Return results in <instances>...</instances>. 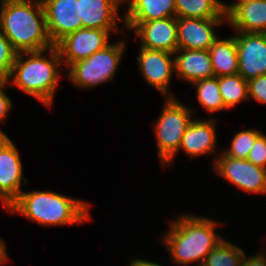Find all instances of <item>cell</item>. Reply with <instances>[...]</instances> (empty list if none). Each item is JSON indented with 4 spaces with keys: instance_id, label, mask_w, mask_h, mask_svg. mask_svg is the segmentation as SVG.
<instances>
[{
    "instance_id": "9a60e30c",
    "label": "cell",
    "mask_w": 266,
    "mask_h": 266,
    "mask_svg": "<svg viewBox=\"0 0 266 266\" xmlns=\"http://www.w3.org/2000/svg\"><path fill=\"white\" fill-rule=\"evenodd\" d=\"M121 5L123 0H76V12L83 28L121 30L119 22L124 23V17L118 14Z\"/></svg>"
},
{
    "instance_id": "1f68e13d",
    "label": "cell",
    "mask_w": 266,
    "mask_h": 266,
    "mask_svg": "<svg viewBox=\"0 0 266 266\" xmlns=\"http://www.w3.org/2000/svg\"><path fill=\"white\" fill-rule=\"evenodd\" d=\"M6 243L5 241L0 238V266L1 265H4V264H7V262H9V255L7 253V250H6Z\"/></svg>"
},
{
    "instance_id": "603a6c76",
    "label": "cell",
    "mask_w": 266,
    "mask_h": 266,
    "mask_svg": "<svg viewBox=\"0 0 266 266\" xmlns=\"http://www.w3.org/2000/svg\"><path fill=\"white\" fill-rule=\"evenodd\" d=\"M219 91L228 109L248 99V81L239 73L219 77Z\"/></svg>"
},
{
    "instance_id": "4316f807",
    "label": "cell",
    "mask_w": 266,
    "mask_h": 266,
    "mask_svg": "<svg viewBox=\"0 0 266 266\" xmlns=\"http://www.w3.org/2000/svg\"><path fill=\"white\" fill-rule=\"evenodd\" d=\"M247 160L254 165L266 169V134L261 133L250 149Z\"/></svg>"
},
{
    "instance_id": "e0dca14e",
    "label": "cell",
    "mask_w": 266,
    "mask_h": 266,
    "mask_svg": "<svg viewBox=\"0 0 266 266\" xmlns=\"http://www.w3.org/2000/svg\"><path fill=\"white\" fill-rule=\"evenodd\" d=\"M127 5L123 30H132L141 22L176 17L175 0H123Z\"/></svg>"
},
{
    "instance_id": "9c48e42d",
    "label": "cell",
    "mask_w": 266,
    "mask_h": 266,
    "mask_svg": "<svg viewBox=\"0 0 266 266\" xmlns=\"http://www.w3.org/2000/svg\"><path fill=\"white\" fill-rule=\"evenodd\" d=\"M136 57L138 69L144 80L164 98H175L170 93L171 78L175 75L174 54L163 50L139 48Z\"/></svg>"
},
{
    "instance_id": "277c9868",
    "label": "cell",
    "mask_w": 266,
    "mask_h": 266,
    "mask_svg": "<svg viewBox=\"0 0 266 266\" xmlns=\"http://www.w3.org/2000/svg\"><path fill=\"white\" fill-rule=\"evenodd\" d=\"M90 204L51 190L22 191L6 209L41 226H71L89 222Z\"/></svg>"
},
{
    "instance_id": "4fadbf2b",
    "label": "cell",
    "mask_w": 266,
    "mask_h": 266,
    "mask_svg": "<svg viewBox=\"0 0 266 266\" xmlns=\"http://www.w3.org/2000/svg\"><path fill=\"white\" fill-rule=\"evenodd\" d=\"M227 19H199L177 17L178 49L209 50L218 39L215 30Z\"/></svg>"
},
{
    "instance_id": "44dd1931",
    "label": "cell",
    "mask_w": 266,
    "mask_h": 266,
    "mask_svg": "<svg viewBox=\"0 0 266 266\" xmlns=\"http://www.w3.org/2000/svg\"><path fill=\"white\" fill-rule=\"evenodd\" d=\"M176 17L227 19L221 0H175Z\"/></svg>"
},
{
    "instance_id": "5b68a950",
    "label": "cell",
    "mask_w": 266,
    "mask_h": 266,
    "mask_svg": "<svg viewBox=\"0 0 266 266\" xmlns=\"http://www.w3.org/2000/svg\"><path fill=\"white\" fill-rule=\"evenodd\" d=\"M125 44L124 39L111 42L90 57L73 63L63 77L83 90L111 82L116 78L117 69L124 56Z\"/></svg>"
},
{
    "instance_id": "2e32d148",
    "label": "cell",
    "mask_w": 266,
    "mask_h": 266,
    "mask_svg": "<svg viewBox=\"0 0 266 266\" xmlns=\"http://www.w3.org/2000/svg\"><path fill=\"white\" fill-rule=\"evenodd\" d=\"M131 31L140 38V47L173 54L178 50L177 17L141 22Z\"/></svg>"
},
{
    "instance_id": "836d02e7",
    "label": "cell",
    "mask_w": 266,
    "mask_h": 266,
    "mask_svg": "<svg viewBox=\"0 0 266 266\" xmlns=\"http://www.w3.org/2000/svg\"><path fill=\"white\" fill-rule=\"evenodd\" d=\"M8 137L5 133L0 132V144Z\"/></svg>"
},
{
    "instance_id": "7a4b0ae2",
    "label": "cell",
    "mask_w": 266,
    "mask_h": 266,
    "mask_svg": "<svg viewBox=\"0 0 266 266\" xmlns=\"http://www.w3.org/2000/svg\"><path fill=\"white\" fill-rule=\"evenodd\" d=\"M0 6V30L18 53L54 46L41 0H1Z\"/></svg>"
},
{
    "instance_id": "484cf974",
    "label": "cell",
    "mask_w": 266,
    "mask_h": 266,
    "mask_svg": "<svg viewBox=\"0 0 266 266\" xmlns=\"http://www.w3.org/2000/svg\"><path fill=\"white\" fill-rule=\"evenodd\" d=\"M17 53L0 30V80H7L10 76Z\"/></svg>"
},
{
    "instance_id": "ac0fdd59",
    "label": "cell",
    "mask_w": 266,
    "mask_h": 266,
    "mask_svg": "<svg viewBox=\"0 0 266 266\" xmlns=\"http://www.w3.org/2000/svg\"><path fill=\"white\" fill-rule=\"evenodd\" d=\"M226 17L234 32L266 33V0L236 4Z\"/></svg>"
},
{
    "instance_id": "cb8c5ba5",
    "label": "cell",
    "mask_w": 266,
    "mask_h": 266,
    "mask_svg": "<svg viewBox=\"0 0 266 266\" xmlns=\"http://www.w3.org/2000/svg\"><path fill=\"white\" fill-rule=\"evenodd\" d=\"M244 250L223 239L205 258L201 266H241Z\"/></svg>"
},
{
    "instance_id": "d6a6232c",
    "label": "cell",
    "mask_w": 266,
    "mask_h": 266,
    "mask_svg": "<svg viewBox=\"0 0 266 266\" xmlns=\"http://www.w3.org/2000/svg\"><path fill=\"white\" fill-rule=\"evenodd\" d=\"M246 1H251V0H235L234 2L232 1L231 4H226L223 2V11L225 14H227L236 4H240Z\"/></svg>"
},
{
    "instance_id": "83f0119b",
    "label": "cell",
    "mask_w": 266,
    "mask_h": 266,
    "mask_svg": "<svg viewBox=\"0 0 266 266\" xmlns=\"http://www.w3.org/2000/svg\"><path fill=\"white\" fill-rule=\"evenodd\" d=\"M250 98L266 105V75L248 81V100Z\"/></svg>"
},
{
    "instance_id": "d6986e66",
    "label": "cell",
    "mask_w": 266,
    "mask_h": 266,
    "mask_svg": "<svg viewBox=\"0 0 266 266\" xmlns=\"http://www.w3.org/2000/svg\"><path fill=\"white\" fill-rule=\"evenodd\" d=\"M174 65L175 75L190 84L214 76L209 50L178 49L174 53Z\"/></svg>"
},
{
    "instance_id": "d4e9b609",
    "label": "cell",
    "mask_w": 266,
    "mask_h": 266,
    "mask_svg": "<svg viewBox=\"0 0 266 266\" xmlns=\"http://www.w3.org/2000/svg\"><path fill=\"white\" fill-rule=\"evenodd\" d=\"M262 133L257 129H246L237 131L230 141L228 149H223L221 152L225 156L236 159H247L250 149L252 148L256 138Z\"/></svg>"
},
{
    "instance_id": "5bb4252c",
    "label": "cell",
    "mask_w": 266,
    "mask_h": 266,
    "mask_svg": "<svg viewBox=\"0 0 266 266\" xmlns=\"http://www.w3.org/2000/svg\"><path fill=\"white\" fill-rule=\"evenodd\" d=\"M49 37L55 46L65 36L83 28L76 12V0H41Z\"/></svg>"
},
{
    "instance_id": "7402d4cb",
    "label": "cell",
    "mask_w": 266,
    "mask_h": 266,
    "mask_svg": "<svg viewBox=\"0 0 266 266\" xmlns=\"http://www.w3.org/2000/svg\"><path fill=\"white\" fill-rule=\"evenodd\" d=\"M192 85L196 87V99L209 114L228 110L219 91V77L201 79Z\"/></svg>"
},
{
    "instance_id": "ba28073f",
    "label": "cell",
    "mask_w": 266,
    "mask_h": 266,
    "mask_svg": "<svg viewBox=\"0 0 266 266\" xmlns=\"http://www.w3.org/2000/svg\"><path fill=\"white\" fill-rule=\"evenodd\" d=\"M121 33V30H102L81 28L65 36L55 46L57 47L62 65L68 69L73 63L90 57L95 52L104 49L111 42L110 34Z\"/></svg>"
},
{
    "instance_id": "3957f363",
    "label": "cell",
    "mask_w": 266,
    "mask_h": 266,
    "mask_svg": "<svg viewBox=\"0 0 266 266\" xmlns=\"http://www.w3.org/2000/svg\"><path fill=\"white\" fill-rule=\"evenodd\" d=\"M61 66L56 46L42 51L19 52L7 81L51 108L62 77L60 71L64 70Z\"/></svg>"
},
{
    "instance_id": "6da1fadb",
    "label": "cell",
    "mask_w": 266,
    "mask_h": 266,
    "mask_svg": "<svg viewBox=\"0 0 266 266\" xmlns=\"http://www.w3.org/2000/svg\"><path fill=\"white\" fill-rule=\"evenodd\" d=\"M221 224L213 220L194 214L178 215L170 221L162 243L170 254L175 265L187 266L195 264L201 266L207 255L223 240L215 229ZM193 264V266H194Z\"/></svg>"
},
{
    "instance_id": "ffe728a7",
    "label": "cell",
    "mask_w": 266,
    "mask_h": 266,
    "mask_svg": "<svg viewBox=\"0 0 266 266\" xmlns=\"http://www.w3.org/2000/svg\"><path fill=\"white\" fill-rule=\"evenodd\" d=\"M214 76L238 74L239 62L235 36L219 38L209 49Z\"/></svg>"
},
{
    "instance_id": "f1b7e54d",
    "label": "cell",
    "mask_w": 266,
    "mask_h": 266,
    "mask_svg": "<svg viewBox=\"0 0 266 266\" xmlns=\"http://www.w3.org/2000/svg\"><path fill=\"white\" fill-rule=\"evenodd\" d=\"M7 80H0V124L3 123L4 119L6 118L7 114L9 115V112H11L13 101L11 98L6 94L5 89L8 85ZM1 133H5L1 130Z\"/></svg>"
},
{
    "instance_id": "8fae6325",
    "label": "cell",
    "mask_w": 266,
    "mask_h": 266,
    "mask_svg": "<svg viewBox=\"0 0 266 266\" xmlns=\"http://www.w3.org/2000/svg\"><path fill=\"white\" fill-rule=\"evenodd\" d=\"M217 121L215 118H194L188 125L178 151L162 166L171 165L176 154L180 150L184 151L189 158H196L205 154H217Z\"/></svg>"
},
{
    "instance_id": "52a82bcc",
    "label": "cell",
    "mask_w": 266,
    "mask_h": 266,
    "mask_svg": "<svg viewBox=\"0 0 266 266\" xmlns=\"http://www.w3.org/2000/svg\"><path fill=\"white\" fill-rule=\"evenodd\" d=\"M218 156V157H217ZM213 159L215 174L224 181L247 194H266V169L258 167L247 159H236L225 156L222 152Z\"/></svg>"
},
{
    "instance_id": "8992f818",
    "label": "cell",
    "mask_w": 266,
    "mask_h": 266,
    "mask_svg": "<svg viewBox=\"0 0 266 266\" xmlns=\"http://www.w3.org/2000/svg\"><path fill=\"white\" fill-rule=\"evenodd\" d=\"M165 102L154 125L157 154L162 166L178 151L182 137L194 119V111L175 98Z\"/></svg>"
},
{
    "instance_id": "30bf717a",
    "label": "cell",
    "mask_w": 266,
    "mask_h": 266,
    "mask_svg": "<svg viewBox=\"0 0 266 266\" xmlns=\"http://www.w3.org/2000/svg\"><path fill=\"white\" fill-rule=\"evenodd\" d=\"M21 160L19 149L7 137L0 144V201L5 209L19 197L22 182L28 184Z\"/></svg>"
},
{
    "instance_id": "7c38bea8",
    "label": "cell",
    "mask_w": 266,
    "mask_h": 266,
    "mask_svg": "<svg viewBox=\"0 0 266 266\" xmlns=\"http://www.w3.org/2000/svg\"><path fill=\"white\" fill-rule=\"evenodd\" d=\"M235 33L238 73L246 81L266 75V33Z\"/></svg>"
},
{
    "instance_id": "f546056e",
    "label": "cell",
    "mask_w": 266,
    "mask_h": 266,
    "mask_svg": "<svg viewBox=\"0 0 266 266\" xmlns=\"http://www.w3.org/2000/svg\"><path fill=\"white\" fill-rule=\"evenodd\" d=\"M261 251L262 249H260V251L257 252L256 255L252 256L244 254L241 266H266V249L264 250V252Z\"/></svg>"
},
{
    "instance_id": "4dcf8cb0",
    "label": "cell",
    "mask_w": 266,
    "mask_h": 266,
    "mask_svg": "<svg viewBox=\"0 0 266 266\" xmlns=\"http://www.w3.org/2000/svg\"><path fill=\"white\" fill-rule=\"evenodd\" d=\"M129 266H164V265H160L157 262L155 263L153 261L145 260V258L143 259L134 258L130 260Z\"/></svg>"
}]
</instances>
